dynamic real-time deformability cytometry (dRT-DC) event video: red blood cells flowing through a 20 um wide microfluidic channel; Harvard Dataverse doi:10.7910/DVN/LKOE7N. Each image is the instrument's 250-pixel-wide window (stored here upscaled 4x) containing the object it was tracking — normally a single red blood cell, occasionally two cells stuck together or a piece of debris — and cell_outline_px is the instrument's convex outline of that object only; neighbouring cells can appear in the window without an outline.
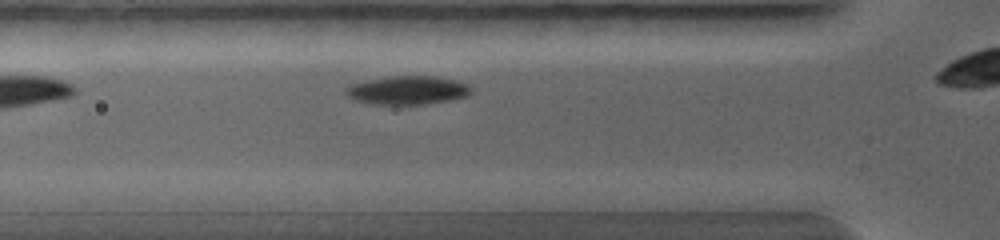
{"species": "common noctule bat (a hibernating species)", "species_latin": "Nyctalus noctula", "temperature_condition": "warm", "stored_images_in_passage": 7, "camera_frame_rate_fps": 5000, "um_per_image_px": 0.085, "animal": {"sex": "female", "body_mass_g": 19.0, "forearm_length_mm": 56.7}, "frame": {"image": 1, "passage_image": 4, "time_ms": 1.4, "image_size_px": [1000, 240], "cell_outline_px": [[472, 92], [468, 96], [448, 100], [424, 104], [372, 104], [356, 100], [348, 96], [344, 92], [344, 88], [348, 84], [368, 80], [392, 76], [436, 76], [468, 84], [472, 88]], "centroid_in_image_um": [34.62, 7.67], "position_along_channel_um": 91.2, "area_um2": 20.81}}
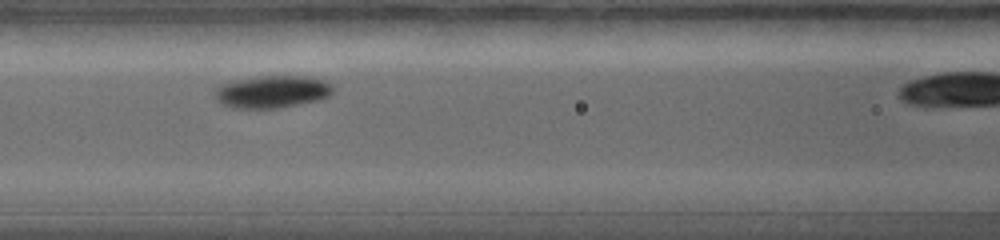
{"frame": {"image": 2, "passage_image": 6, "time_ms": 2.2, "image_size_px": [1000, 240], "cell_outline_px": [[336, 88], [328, 96], [320, 100], [280, 108], [232, 108], [220, 104], [216, 100], [216, 88], [220, 84], [236, 80], [264, 76], [312, 76], [324, 80], [332, 84]], "centroid_in_image_um": [23.17, 7.8], "position_along_channel_um": 143.4, "area_um2": 22.54}}
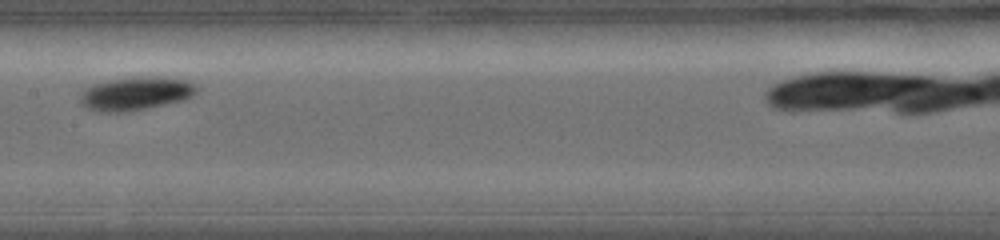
{"frame": {"image": 3, "passage_image": 7, "time_ms": 3.0, "image_size_px": [1000, 240], "cell_outline_px": [[200, 88], [192, 96], [184, 100], [148, 108], [124, 112], [100, 112], [88, 108], [80, 104], [80, 96], [88, 88], [96, 84], [112, 80], [136, 76], [148, 76], [184, 80]], "centroid_in_image_um": [11.56, 7.97], "position_along_channel_um": 195.8, "area_um2": 22.31}}